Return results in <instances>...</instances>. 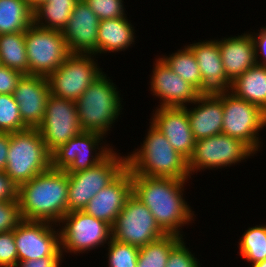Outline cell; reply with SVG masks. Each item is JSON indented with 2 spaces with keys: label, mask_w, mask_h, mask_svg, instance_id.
Returning a JSON list of instances; mask_svg holds the SVG:
<instances>
[{
  "label": "cell",
  "mask_w": 266,
  "mask_h": 267,
  "mask_svg": "<svg viewBox=\"0 0 266 267\" xmlns=\"http://www.w3.org/2000/svg\"><path fill=\"white\" fill-rule=\"evenodd\" d=\"M131 180L132 194L146 205L160 228L166 234L186 238L183 229L195 224L196 217L184 194L190 179L149 177L131 172Z\"/></svg>",
  "instance_id": "cell-1"
},
{
  "label": "cell",
  "mask_w": 266,
  "mask_h": 267,
  "mask_svg": "<svg viewBox=\"0 0 266 267\" xmlns=\"http://www.w3.org/2000/svg\"><path fill=\"white\" fill-rule=\"evenodd\" d=\"M195 105V106H194ZM187 110L188 120L195 141L222 134V94L200 95Z\"/></svg>",
  "instance_id": "cell-22"
},
{
  "label": "cell",
  "mask_w": 266,
  "mask_h": 267,
  "mask_svg": "<svg viewBox=\"0 0 266 267\" xmlns=\"http://www.w3.org/2000/svg\"><path fill=\"white\" fill-rule=\"evenodd\" d=\"M49 95L47 77L23 75L18 81L13 97L19 106L23 123L28 128H37L42 122Z\"/></svg>",
  "instance_id": "cell-20"
},
{
  "label": "cell",
  "mask_w": 266,
  "mask_h": 267,
  "mask_svg": "<svg viewBox=\"0 0 266 267\" xmlns=\"http://www.w3.org/2000/svg\"><path fill=\"white\" fill-rule=\"evenodd\" d=\"M99 20L125 17L127 10L124 0H84Z\"/></svg>",
  "instance_id": "cell-34"
},
{
  "label": "cell",
  "mask_w": 266,
  "mask_h": 267,
  "mask_svg": "<svg viewBox=\"0 0 266 267\" xmlns=\"http://www.w3.org/2000/svg\"><path fill=\"white\" fill-rule=\"evenodd\" d=\"M131 195V171L126 168L114 181L101 189L83 211L112 227Z\"/></svg>",
  "instance_id": "cell-21"
},
{
  "label": "cell",
  "mask_w": 266,
  "mask_h": 267,
  "mask_svg": "<svg viewBox=\"0 0 266 267\" xmlns=\"http://www.w3.org/2000/svg\"><path fill=\"white\" fill-rule=\"evenodd\" d=\"M230 92L266 112V66L254 65L237 77Z\"/></svg>",
  "instance_id": "cell-25"
},
{
  "label": "cell",
  "mask_w": 266,
  "mask_h": 267,
  "mask_svg": "<svg viewBox=\"0 0 266 267\" xmlns=\"http://www.w3.org/2000/svg\"><path fill=\"white\" fill-rule=\"evenodd\" d=\"M14 240L18 262L41 257H64L57 224L23 219L14 229Z\"/></svg>",
  "instance_id": "cell-14"
},
{
  "label": "cell",
  "mask_w": 266,
  "mask_h": 267,
  "mask_svg": "<svg viewBox=\"0 0 266 267\" xmlns=\"http://www.w3.org/2000/svg\"><path fill=\"white\" fill-rule=\"evenodd\" d=\"M111 229L114 240L138 248L166 234L146 205L133 194L127 199Z\"/></svg>",
  "instance_id": "cell-13"
},
{
  "label": "cell",
  "mask_w": 266,
  "mask_h": 267,
  "mask_svg": "<svg viewBox=\"0 0 266 267\" xmlns=\"http://www.w3.org/2000/svg\"><path fill=\"white\" fill-rule=\"evenodd\" d=\"M198 63L202 84L199 95H220L230 92L232 82L227 78L218 45V39H205L186 44Z\"/></svg>",
  "instance_id": "cell-17"
},
{
  "label": "cell",
  "mask_w": 266,
  "mask_h": 267,
  "mask_svg": "<svg viewBox=\"0 0 266 267\" xmlns=\"http://www.w3.org/2000/svg\"><path fill=\"white\" fill-rule=\"evenodd\" d=\"M51 168V153L37 128L10 133L5 173L17 185Z\"/></svg>",
  "instance_id": "cell-5"
},
{
  "label": "cell",
  "mask_w": 266,
  "mask_h": 267,
  "mask_svg": "<svg viewBox=\"0 0 266 267\" xmlns=\"http://www.w3.org/2000/svg\"><path fill=\"white\" fill-rule=\"evenodd\" d=\"M222 104V134L245 142L256 154L262 151L264 143L260 133L266 129V112L232 92L222 94Z\"/></svg>",
  "instance_id": "cell-9"
},
{
  "label": "cell",
  "mask_w": 266,
  "mask_h": 267,
  "mask_svg": "<svg viewBox=\"0 0 266 267\" xmlns=\"http://www.w3.org/2000/svg\"><path fill=\"white\" fill-rule=\"evenodd\" d=\"M179 77L195 87L198 91L202 84L200 69L191 49L186 45L176 51L159 56Z\"/></svg>",
  "instance_id": "cell-29"
},
{
  "label": "cell",
  "mask_w": 266,
  "mask_h": 267,
  "mask_svg": "<svg viewBox=\"0 0 266 267\" xmlns=\"http://www.w3.org/2000/svg\"><path fill=\"white\" fill-rule=\"evenodd\" d=\"M149 76V91L159 100L157 107H186L200 96L198 90L172 71L159 55Z\"/></svg>",
  "instance_id": "cell-16"
},
{
  "label": "cell",
  "mask_w": 266,
  "mask_h": 267,
  "mask_svg": "<svg viewBox=\"0 0 266 267\" xmlns=\"http://www.w3.org/2000/svg\"><path fill=\"white\" fill-rule=\"evenodd\" d=\"M27 128L13 94H0V132L13 133Z\"/></svg>",
  "instance_id": "cell-33"
},
{
  "label": "cell",
  "mask_w": 266,
  "mask_h": 267,
  "mask_svg": "<svg viewBox=\"0 0 266 267\" xmlns=\"http://www.w3.org/2000/svg\"><path fill=\"white\" fill-rule=\"evenodd\" d=\"M105 248L106 267H137L138 247L111 238Z\"/></svg>",
  "instance_id": "cell-32"
},
{
  "label": "cell",
  "mask_w": 266,
  "mask_h": 267,
  "mask_svg": "<svg viewBox=\"0 0 266 267\" xmlns=\"http://www.w3.org/2000/svg\"><path fill=\"white\" fill-rule=\"evenodd\" d=\"M182 239L176 234H165L139 248L137 267H166L169 253Z\"/></svg>",
  "instance_id": "cell-30"
},
{
  "label": "cell",
  "mask_w": 266,
  "mask_h": 267,
  "mask_svg": "<svg viewBox=\"0 0 266 267\" xmlns=\"http://www.w3.org/2000/svg\"><path fill=\"white\" fill-rule=\"evenodd\" d=\"M113 150L98 165L68 174V213L82 211L104 187L114 181L126 168V154ZM122 155V156H121Z\"/></svg>",
  "instance_id": "cell-8"
},
{
  "label": "cell",
  "mask_w": 266,
  "mask_h": 267,
  "mask_svg": "<svg viewBox=\"0 0 266 267\" xmlns=\"http://www.w3.org/2000/svg\"><path fill=\"white\" fill-rule=\"evenodd\" d=\"M236 35L218 38L223 67L231 82L257 64L254 42L250 32L246 31L241 35Z\"/></svg>",
  "instance_id": "cell-23"
},
{
  "label": "cell",
  "mask_w": 266,
  "mask_h": 267,
  "mask_svg": "<svg viewBox=\"0 0 266 267\" xmlns=\"http://www.w3.org/2000/svg\"><path fill=\"white\" fill-rule=\"evenodd\" d=\"M114 83L103 72L75 101L82 131L97 132L107 138L118 118H122L126 101L123 102L121 90Z\"/></svg>",
  "instance_id": "cell-4"
},
{
  "label": "cell",
  "mask_w": 266,
  "mask_h": 267,
  "mask_svg": "<svg viewBox=\"0 0 266 267\" xmlns=\"http://www.w3.org/2000/svg\"><path fill=\"white\" fill-rule=\"evenodd\" d=\"M239 255L249 265L266 259V224L249 226L237 242Z\"/></svg>",
  "instance_id": "cell-31"
},
{
  "label": "cell",
  "mask_w": 266,
  "mask_h": 267,
  "mask_svg": "<svg viewBox=\"0 0 266 267\" xmlns=\"http://www.w3.org/2000/svg\"><path fill=\"white\" fill-rule=\"evenodd\" d=\"M18 253L14 240V230L0 233V267H16Z\"/></svg>",
  "instance_id": "cell-37"
},
{
  "label": "cell",
  "mask_w": 266,
  "mask_h": 267,
  "mask_svg": "<svg viewBox=\"0 0 266 267\" xmlns=\"http://www.w3.org/2000/svg\"><path fill=\"white\" fill-rule=\"evenodd\" d=\"M48 1V0H28L30 7L34 10L37 6L41 3Z\"/></svg>",
  "instance_id": "cell-43"
},
{
  "label": "cell",
  "mask_w": 266,
  "mask_h": 267,
  "mask_svg": "<svg viewBox=\"0 0 266 267\" xmlns=\"http://www.w3.org/2000/svg\"><path fill=\"white\" fill-rule=\"evenodd\" d=\"M65 257H41L18 262L16 267H62Z\"/></svg>",
  "instance_id": "cell-41"
},
{
  "label": "cell",
  "mask_w": 266,
  "mask_h": 267,
  "mask_svg": "<svg viewBox=\"0 0 266 267\" xmlns=\"http://www.w3.org/2000/svg\"><path fill=\"white\" fill-rule=\"evenodd\" d=\"M60 231V246L66 254L90 253L91 250L105 248L112 238V227L82 211L67 213L57 224Z\"/></svg>",
  "instance_id": "cell-7"
},
{
  "label": "cell",
  "mask_w": 266,
  "mask_h": 267,
  "mask_svg": "<svg viewBox=\"0 0 266 267\" xmlns=\"http://www.w3.org/2000/svg\"><path fill=\"white\" fill-rule=\"evenodd\" d=\"M79 0H48L33 10L37 27L63 31L73 8Z\"/></svg>",
  "instance_id": "cell-26"
},
{
  "label": "cell",
  "mask_w": 266,
  "mask_h": 267,
  "mask_svg": "<svg viewBox=\"0 0 266 267\" xmlns=\"http://www.w3.org/2000/svg\"><path fill=\"white\" fill-rule=\"evenodd\" d=\"M68 174L48 169L18 186L22 219L58 224L68 213Z\"/></svg>",
  "instance_id": "cell-2"
},
{
  "label": "cell",
  "mask_w": 266,
  "mask_h": 267,
  "mask_svg": "<svg viewBox=\"0 0 266 267\" xmlns=\"http://www.w3.org/2000/svg\"><path fill=\"white\" fill-rule=\"evenodd\" d=\"M113 150L114 145L102 134L82 131L51 153V168L66 173L84 171L98 165Z\"/></svg>",
  "instance_id": "cell-10"
},
{
  "label": "cell",
  "mask_w": 266,
  "mask_h": 267,
  "mask_svg": "<svg viewBox=\"0 0 266 267\" xmlns=\"http://www.w3.org/2000/svg\"><path fill=\"white\" fill-rule=\"evenodd\" d=\"M254 42L256 63L261 66H266V26H261L257 31H250Z\"/></svg>",
  "instance_id": "cell-39"
},
{
  "label": "cell",
  "mask_w": 266,
  "mask_h": 267,
  "mask_svg": "<svg viewBox=\"0 0 266 267\" xmlns=\"http://www.w3.org/2000/svg\"><path fill=\"white\" fill-rule=\"evenodd\" d=\"M98 16L84 0H79L63 29L69 53L94 54L97 57Z\"/></svg>",
  "instance_id": "cell-18"
},
{
  "label": "cell",
  "mask_w": 266,
  "mask_h": 267,
  "mask_svg": "<svg viewBox=\"0 0 266 267\" xmlns=\"http://www.w3.org/2000/svg\"><path fill=\"white\" fill-rule=\"evenodd\" d=\"M129 17L99 21L97 37V57L102 54L125 52L135 46L137 32Z\"/></svg>",
  "instance_id": "cell-24"
},
{
  "label": "cell",
  "mask_w": 266,
  "mask_h": 267,
  "mask_svg": "<svg viewBox=\"0 0 266 267\" xmlns=\"http://www.w3.org/2000/svg\"><path fill=\"white\" fill-rule=\"evenodd\" d=\"M28 75L48 77L70 54L62 31L37 27L25 31Z\"/></svg>",
  "instance_id": "cell-12"
},
{
  "label": "cell",
  "mask_w": 266,
  "mask_h": 267,
  "mask_svg": "<svg viewBox=\"0 0 266 267\" xmlns=\"http://www.w3.org/2000/svg\"><path fill=\"white\" fill-rule=\"evenodd\" d=\"M94 54L70 53L48 77L50 94L76 101L104 71Z\"/></svg>",
  "instance_id": "cell-11"
},
{
  "label": "cell",
  "mask_w": 266,
  "mask_h": 267,
  "mask_svg": "<svg viewBox=\"0 0 266 267\" xmlns=\"http://www.w3.org/2000/svg\"><path fill=\"white\" fill-rule=\"evenodd\" d=\"M140 147L126 153L127 168L136 175L191 179L188 160L150 122Z\"/></svg>",
  "instance_id": "cell-3"
},
{
  "label": "cell",
  "mask_w": 266,
  "mask_h": 267,
  "mask_svg": "<svg viewBox=\"0 0 266 267\" xmlns=\"http://www.w3.org/2000/svg\"><path fill=\"white\" fill-rule=\"evenodd\" d=\"M10 144V133L0 132V172H4L7 165V154Z\"/></svg>",
  "instance_id": "cell-42"
},
{
  "label": "cell",
  "mask_w": 266,
  "mask_h": 267,
  "mask_svg": "<svg viewBox=\"0 0 266 267\" xmlns=\"http://www.w3.org/2000/svg\"><path fill=\"white\" fill-rule=\"evenodd\" d=\"M33 23L28 0H0V34L26 31Z\"/></svg>",
  "instance_id": "cell-27"
},
{
  "label": "cell",
  "mask_w": 266,
  "mask_h": 267,
  "mask_svg": "<svg viewBox=\"0 0 266 267\" xmlns=\"http://www.w3.org/2000/svg\"><path fill=\"white\" fill-rule=\"evenodd\" d=\"M17 185L5 173L0 172V201L17 200Z\"/></svg>",
  "instance_id": "cell-40"
},
{
  "label": "cell",
  "mask_w": 266,
  "mask_h": 267,
  "mask_svg": "<svg viewBox=\"0 0 266 267\" xmlns=\"http://www.w3.org/2000/svg\"><path fill=\"white\" fill-rule=\"evenodd\" d=\"M22 76L20 71L0 65V94H13Z\"/></svg>",
  "instance_id": "cell-38"
},
{
  "label": "cell",
  "mask_w": 266,
  "mask_h": 267,
  "mask_svg": "<svg viewBox=\"0 0 266 267\" xmlns=\"http://www.w3.org/2000/svg\"><path fill=\"white\" fill-rule=\"evenodd\" d=\"M22 220L17 200L0 201V233L14 230Z\"/></svg>",
  "instance_id": "cell-36"
},
{
  "label": "cell",
  "mask_w": 266,
  "mask_h": 267,
  "mask_svg": "<svg viewBox=\"0 0 266 267\" xmlns=\"http://www.w3.org/2000/svg\"><path fill=\"white\" fill-rule=\"evenodd\" d=\"M249 267H266V259L264 261L251 264Z\"/></svg>",
  "instance_id": "cell-44"
},
{
  "label": "cell",
  "mask_w": 266,
  "mask_h": 267,
  "mask_svg": "<svg viewBox=\"0 0 266 267\" xmlns=\"http://www.w3.org/2000/svg\"><path fill=\"white\" fill-rule=\"evenodd\" d=\"M0 65L28 75L25 31L0 34Z\"/></svg>",
  "instance_id": "cell-28"
},
{
  "label": "cell",
  "mask_w": 266,
  "mask_h": 267,
  "mask_svg": "<svg viewBox=\"0 0 266 267\" xmlns=\"http://www.w3.org/2000/svg\"><path fill=\"white\" fill-rule=\"evenodd\" d=\"M37 129L47 150L52 153L61 144L82 132L76 103L50 94L43 120Z\"/></svg>",
  "instance_id": "cell-15"
},
{
  "label": "cell",
  "mask_w": 266,
  "mask_h": 267,
  "mask_svg": "<svg viewBox=\"0 0 266 267\" xmlns=\"http://www.w3.org/2000/svg\"><path fill=\"white\" fill-rule=\"evenodd\" d=\"M254 156L257 157L256 153L245 142L219 134L195 141L193 153L188 159V170L192 180L198 172L239 166Z\"/></svg>",
  "instance_id": "cell-6"
},
{
  "label": "cell",
  "mask_w": 266,
  "mask_h": 267,
  "mask_svg": "<svg viewBox=\"0 0 266 267\" xmlns=\"http://www.w3.org/2000/svg\"><path fill=\"white\" fill-rule=\"evenodd\" d=\"M152 112L149 122L168 139L178 153L188 160L193 153L195 139L187 110L184 107H155Z\"/></svg>",
  "instance_id": "cell-19"
},
{
  "label": "cell",
  "mask_w": 266,
  "mask_h": 267,
  "mask_svg": "<svg viewBox=\"0 0 266 267\" xmlns=\"http://www.w3.org/2000/svg\"><path fill=\"white\" fill-rule=\"evenodd\" d=\"M186 240L183 238L169 253L166 267H201L195 252L186 245Z\"/></svg>",
  "instance_id": "cell-35"
}]
</instances>
